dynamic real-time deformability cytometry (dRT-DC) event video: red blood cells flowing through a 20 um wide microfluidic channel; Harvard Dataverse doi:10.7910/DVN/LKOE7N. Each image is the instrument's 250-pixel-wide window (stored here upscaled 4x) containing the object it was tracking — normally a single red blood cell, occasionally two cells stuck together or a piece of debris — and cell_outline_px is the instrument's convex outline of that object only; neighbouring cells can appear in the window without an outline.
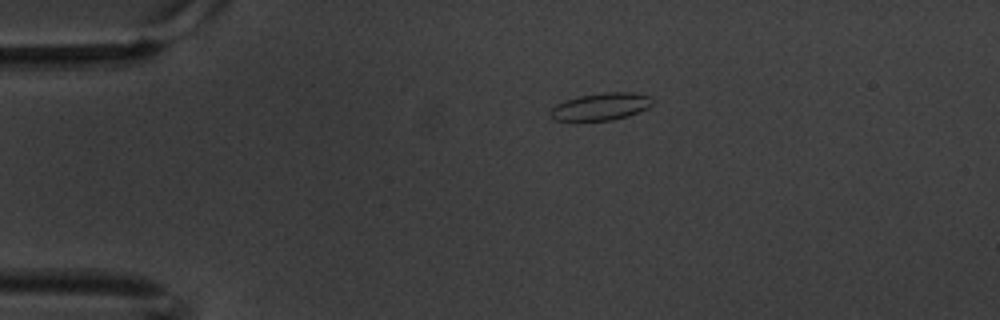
{"species": "common noctule bat (a hibernating species)", "species_latin": "Nyctalus noctula", "temperature_condition": "warm", "stored_images_in_passage": 5, "camera_frame_rate_fps": 3000, "um_per_image_px": 0.085, "animal": {"sex": "male", "body_mass_g": 20.1, "forearm_length_mm": 53.5}, "frame": {"image": 1, "passage_image": 1, "time_ms": 0.0, "image_size_px": [1000, 320], "cell_outline_px": [[656, 100], [648, 108], [628, 116], [612, 120], [552, 120], [548, 112], [556, 104], [564, 100], [580, 96], [604, 92], [632, 92], [652, 96]], "centroid_in_image_um": [51.1, 9.05], "position_along_channel_um": 33.9, "area_um2": 16.42}}
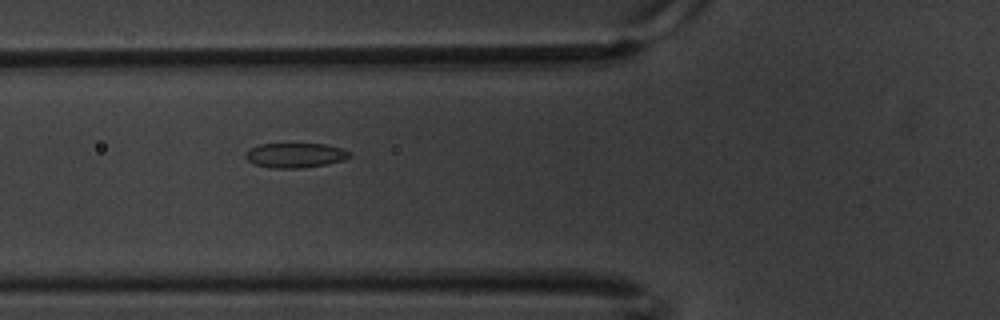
{"frame": {"image": 2, "passage_image": 4, "time_ms": 1.0, "image_size_px": [1000, 320], "cell_outline_px": [[352, 156], [344, 160], [328, 164], [300, 168], [272, 168], [252, 164], [244, 156], [252, 148], [260, 144], [324, 144], [340, 148], [348, 152]], "centroid_in_image_um": [25.1, 13.21], "position_along_channel_um": 100.7, "area_um2": 14.85}}
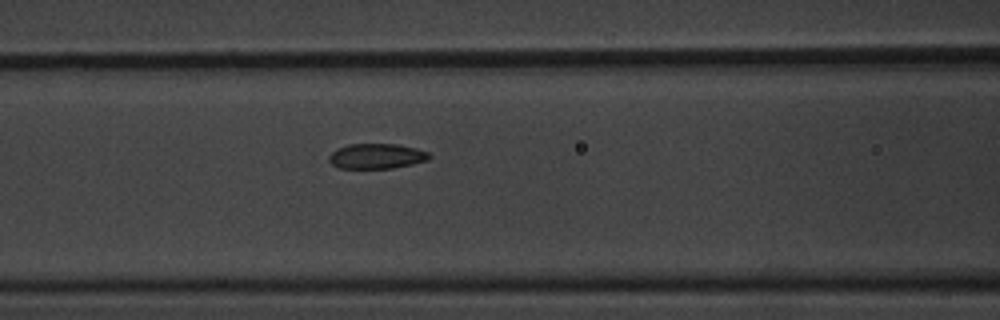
{"frame": {"image": 3, "passage_image": 5, "time_ms": 1.333, "image_size_px": [1000, 320], "cell_outline_px": [[432, 156], [428, 160], [412, 164], [392, 168], [340, 168], [332, 164], [328, 160], [328, 156], [332, 152], [348, 144], [396, 144], [416, 148], [428, 152]], "centroid_in_image_um": [32.03, 13.27], "position_along_channel_um": 134.6, "area_um2": 14.62}}